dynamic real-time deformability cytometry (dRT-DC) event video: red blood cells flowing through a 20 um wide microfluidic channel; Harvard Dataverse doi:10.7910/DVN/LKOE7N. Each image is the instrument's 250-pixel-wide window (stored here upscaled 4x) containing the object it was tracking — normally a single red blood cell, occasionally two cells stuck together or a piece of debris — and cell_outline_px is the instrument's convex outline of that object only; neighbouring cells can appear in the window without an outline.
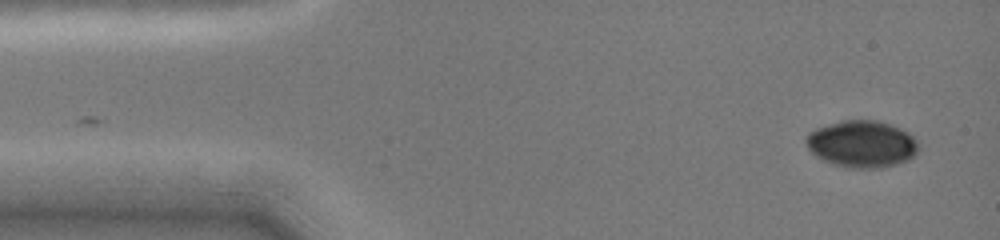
{"species": "common noctule bat (a hibernating species)", "species_latin": "Nyctalus noctula", "temperature_condition": "cold", "stored_images_in_passage": 5, "camera_frame_rate_fps": 3000, "um_per_image_px": 0.085, "animal": {"sex": "female", "body_mass_g": 19.0, "forearm_length_mm": 51.5}, "frame": {"image": 1, "passage_image": 5, "time_ms": 2.0, "image_size_px": [1000, 240], "cell_outline_px": [[920, 148], [908, 160], [896, 164], [880, 168], [848, 168], [832, 164], [816, 156], [808, 148], [804, 140], [808, 132], [816, 128], [840, 120], [876, 120], [900, 128], [908, 132], [916, 140]], "centroid_in_image_um": [73.23, 12.24], "position_along_channel_um": 11.8, "area_um2": 30.87}}